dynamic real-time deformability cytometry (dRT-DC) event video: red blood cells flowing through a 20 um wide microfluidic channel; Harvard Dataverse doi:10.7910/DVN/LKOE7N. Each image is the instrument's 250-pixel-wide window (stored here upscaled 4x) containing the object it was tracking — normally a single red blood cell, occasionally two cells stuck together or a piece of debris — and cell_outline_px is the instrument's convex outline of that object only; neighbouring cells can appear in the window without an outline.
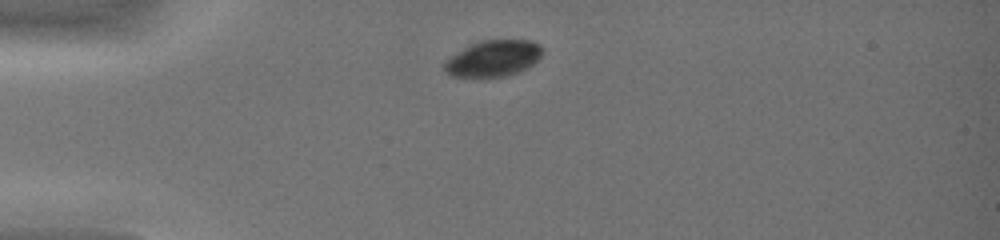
{"species": "common noctule bat (a hibernating species)", "species_latin": "Nyctalus noctula", "temperature_condition": "warm", "stored_images_in_passage": 32, "camera_frame_rate_fps": 3000, "um_per_image_px": 0.085, "animal": {"sex": "female", "body_mass_g": 19.0, "forearm_length_mm": 51.5}, "frame": {"image": 1, "passage_image": 1, "time_ms": 0.0, "image_size_px": [1000, 240], "cell_outline_px": [[544, 52], [532, 64], [520, 72], [508, 76], [480, 80], [452, 76], [444, 68], [444, 64], [452, 56], [468, 44], [480, 40], [532, 40], [540, 44], [544, 48]], "centroid_in_image_um": [41.94, 5.0], "position_along_channel_um": 43.1, "area_um2": 21.39}}
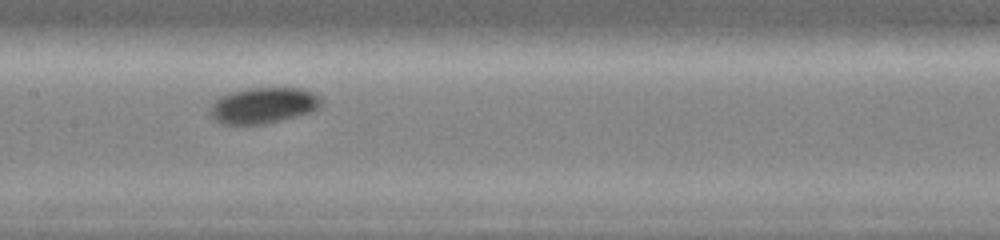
{"frame": {"image": 2, "passage_image": 13, "time_ms": 4.0, "image_size_px": [1000, 240], "cell_outline_px": [[320, 104], [312, 112], [264, 124], [220, 124], [208, 112], [212, 104], [220, 96], [232, 92], [248, 88], [300, 88], [312, 92], [320, 96]], "centroid_in_image_um": [22.36, 8.96], "position_along_channel_um": 185.0, "area_um2": 23.06}}
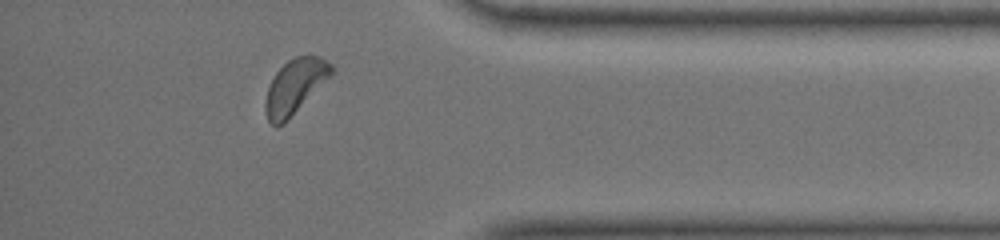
{"frame": {"image": 3, "passage_image": 29, "time_ms": 9.333, "image_size_px": [1000, 240], "cell_outline_px": [[336, 68], [284, 124], [276, 128], [268, 120], [264, 108], [264, 100], [268, 88], [276, 72], [288, 60], [296, 56], [308, 52], [320, 56], [332, 64]], "centroid_in_image_um": [25.05, 7.31], "position_along_channel_um": 410.1, "area_um2": 20.92}, "authors_computed_cell_mechanics": {"area_um2": 21.9929, "velocity_mm_per_s": 4.3586, "shape_relaxation_time_tau1_ms": 1.2049, "shape_relaxation_time_tau2_ms": null, "deformation_change_tau1": 0.0393, "deformation_change_tau2": null}}